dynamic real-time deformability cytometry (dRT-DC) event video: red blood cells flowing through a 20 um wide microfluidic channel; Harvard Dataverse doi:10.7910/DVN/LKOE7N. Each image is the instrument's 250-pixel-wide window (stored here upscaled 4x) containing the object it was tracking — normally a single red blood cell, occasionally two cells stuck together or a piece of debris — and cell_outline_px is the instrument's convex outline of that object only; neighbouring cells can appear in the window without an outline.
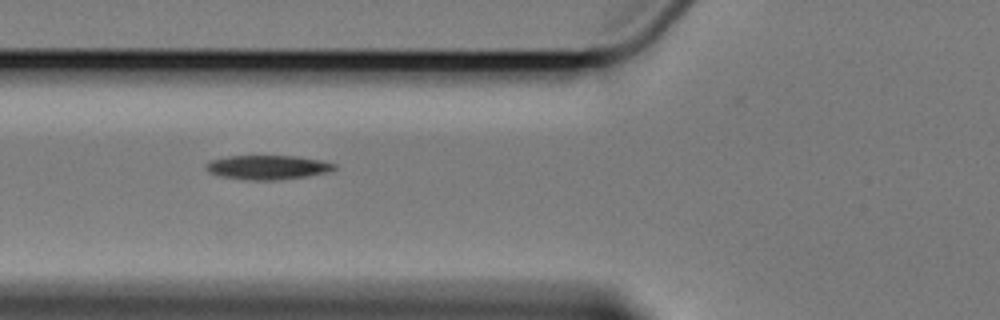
{"species": "Egyptian fruit bat (a non-hibernating species)", "species_latin": "Rousettus aegyptiacus", "temperature_condition": "cold", "stored_images_in_passage": 6, "camera_frame_rate_fps": 3000, "um_per_image_px": 0.085, "animal": {"sex": "female"}, "frame": {"image": 1, "passage_image": 6, "time_ms": 7.0, "image_size_px": [1000, 320], "cell_outline_px": [[336, 168], [328, 172], [308, 176], [276, 180], [248, 180], [220, 176], [208, 172], [204, 168], [204, 164], [208, 160], [228, 156], [296, 156], [320, 160], [336, 164]], "centroid_in_image_um": [22.69, 14.22], "position_along_channel_um": 103.1, "area_um2": 18.26}}